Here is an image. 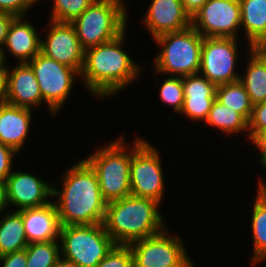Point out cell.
<instances>
[{"label":"cell","mask_w":266,"mask_h":267,"mask_svg":"<svg viewBox=\"0 0 266 267\" xmlns=\"http://www.w3.org/2000/svg\"><path fill=\"white\" fill-rule=\"evenodd\" d=\"M60 226L103 223L107 201L100 192L98 178L86 160L73 165L63 176L61 190L52 188Z\"/></svg>","instance_id":"1"},{"label":"cell","mask_w":266,"mask_h":267,"mask_svg":"<svg viewBox=\"0 0 266 267\" xmlns=\"http://www.w3.org/2000/svg\"><path fill=\"white\" fill-rule=\"evenodd\" d=\"M125 34L85 50L80 76L97 98L116 95L140 74L139 65L121 48Z\"/></svg>","instance_id":"2"},{"label":"cell","mask_w":266,"mask_h":267,"mask_svg":"<svg viewBox=\"0 0 266 267\" xmlns=\"http://www.w3.org/2000/svg\"><path fill=\"white\" fill-rule=\"evenodd\" d=\"M150 198L129 195L107 203L103 226L116 244L128 245L162 232L164 218Z\"/></svg>","instance_id":"3"},{"label":"cell","mask_w":266,"mask_h":267,"mask_svg":"<svg viewBox=\"0 0 266 267\" xmlns=\"http://www.w3.org/2000/svg\"><path fill=\"white\" fill-rule=\"evenodd\" d=\"M124 5L121 0H94L71 22L84 50L109 42L126 31L128 15Z\"/></svg>","instance_id":"4"},{"label":"cell","mask_w":266,"mask_h":267,"mask_svg":"<svg viewBox=\"0 0 266 267\" xmlns=\"http://www.w3.org/2000/svg\"><path fill=\"white\" fill-rule=\"evenodd\" d=\"M203 39L192 26L154 38L162 47L154 58L156 72L179 77L199 73Z\"/></svg>","instance_id":"5"},{"label":"cell","mask_w":266,"mask_h":267,"mask_svg":"<svg viewBox=\"0 0 266 267\" xmlns=\"http://www.w3.org/2000/svg\"><path fill=\"white\" fill-rule=\"evenodd\" d=\"M125 145L123 137H120L85 158L96 172L100 192L107 203L131 194L132 148L127 152Z\"/></svg>","instance_id":"6"},{"label":"cell","mask_w":266,"mask_h":267,"mask_svg":"<svg viewBox=\"0 0 266 267\" xmlns=\"http://www.w3.org/2000/svg\"><path fill=\"white\" fill-rule=\"evenodd\" d=\"M62 257L79 267H96L116 245L102 223L60 227Z\"/></svg>","instance_id":"7"},{"label":"cell","mask_w":266,"mask_h":267,"mask_svg":"<svg viewBox=\"0 0 266 267\" xmlns=\"http://www.w3.org/2000/svg\"><path fill=\"white\" fill-rule=\"evenodd\" d=\"M132 147L131 195L150 198L161 203L165 184L159 152L144 138L137 137Z\"/></svg>","instance_id":"8"},{"label":"cell","mask_w":266,"mask_h":267,"mask_svg":"<svg viewBox=\"0 0 266 267\" xmlns=\"http://www.w3.org/2000/svg\"><path fill=\"white\" fill-rule=\"evenodd\" d=\"M166 230L128 244L134 267H194L181 238Z\"/></svg>","instance_id":"9"},{"label":"cell","mask_w":266,"mask_h":267,"mask_svg":"<svg viewBox=\"0 0 266 267\" xmlns=\"http://www.w3.org/2000/svg\"><path fill=\"white\" fill-rule=\"evenodd\" d=\"M28 64L34 71L43 101L48 105L52 115H56L71 94L75 76H79L80 73L41 52Z\"/></svg>","instance_id":"10"},{"label":"cell","mask_w":266,"mask_h":267,"mask_svg":"<svg viewBox=\"0 0 266 267\" xmlns=\"http://www.w3.org/2000/svg\"><path fill=\"white\" fill-rule=\"evenodd\" d=\"M237 38L204 37L200 71L216 86L239 80L235 72L238 55Z\"/></svg>","instance_id":"11"},{"label":"cell","mask_w":266,"mask_h":267,"mask_svg":"<svg viewBox=\"0 0 266 267\" xmlns=\"http://www.w3.org/2000/svg\"><path fill=\"white\" fill-rule=\"evenodd\" d=\"M191 26L203 37L236 38L241 27L239 0H209L192 17Z\"/></svg>","instance_id":"12"},{"label":"cell","mask_w":266,"mask_h":267,"mask_svg":"<svg viewBox=\"0 0 266 267\" xmlns=\"http://www.w3.org/2000/svg\"><path fill=\"white\" fill-rule=\"evenodd\" d=\"M50 23L46 40H41V53L81 73L85 50L80 45L74 26L53 20Z\"/></svg>","instance_id":"13"},{"label":"cell","mask_w":266,"mask_h":267,"mask_svg":"<svg viewBox=\"0 0 266 267\" xmlns=\"http://www.w3.org/2000/svg\"><path fill=\"white\" fill-rule=\"evenodd\" d=\"M51 186L28 172H12L5 181L7 205L11 203L17 211L47 205L52 198Z\"/></svg>","instance_id":"14"},{"label":"cell","mask_w":266,"mask_h":267,"mask_svg":"<svg viewBox=\"0 0 266 267\" xmlns=\"http://www.w3.org/2000/svg\"><path fill=\"white\" fill-rule=\"evenodd\" d=\"M143 21L153 38L191 26V16L181 0H152Z\"/></svg>","instance_id":"15"},{"label":"cell","mask_w":266,"mask_h":267,"mask_svg":"<svg viewBox=\"0 0 266 267\" xmlns=\"http://www.w3.org/2000/svg\"><path fill=\"white\" fill-rule=\"evenodd\" d=\"M184 105L180 113H184L194 121H206L216 99V85L200 73L182 77Z\"/></svg>","instance_id":"16"},{"label":"cell","mask_w":266,"mask_h":267,"mask_svg":"<svg viewBox=\"0 0 266 267\" xmlns=\"http://www.w3.org/2000/svg\"><path fill=\"white\" fill-rule=\"evenodd\" d=\"M9 69L5 102L28 109L44 102L34 71L28 63L18 62L14 69Z\"/></svg>","instance_id":"17"},{"label":"cell","mask_w":266,"mask_h":267,"mask_svg":"<svg viewBox=\"0 0 266 267\" xmlns=\"http://www.w3.org/2000/svg\"><path fill=\"white\" fill-rule=\"evenodd\" d=\"M28 243L59 239L60 222L55 204L20 210Z\"/></svg>","instance_id":"18"},{"label":"cell","mask_w":266,"mask_h":267,"mask_svg":"<svg viewBox=\"0 0 266 267\" xmlns=\"http://www.w3.org/2000/svg\"><path fill=\"white\" fill-rule=\"evenodd\" d=\"M31 114V109L11 105L7 102L1 103L0 143L20 152L30 128Z\"/></svg>","instance_id":"19"},{"label":"cell","mask_w":266,"mask_h":267,"mask_svg":"<svg viewBox=\"0 0 266 267\" xmlns=\"http://www.w3.org/2000/svg\"><path fill=\"white\" fill-rule=\"evenodd\" d=\"M41 39L35 27L24 21L23 16L15 17L2 48L10 51L13 57L19 59V63H28L41 52Z\"/></svg>","instance_id":"20"},{"label":"cell","mask_w":266,"mask_h":267,"mask_svg":"<svg viewBox=\"0 0 266 267\" xmlns=\"http://www.w3.org/2000/svg\"><path fill=\"white\" fill-rule=\"evenodd\" d=\"M239 4L249 49L261 47L266 42V0H239Z\"/></svg>","instance_id":"21"},{"label":"cell","mask_w":266,"mask_h":267,"mask_svg":"<svg viewBox=\"0 0 266 267\" xmlns=\"http://www.w3.org/2000/svg\"><path fill=\"white\" fill-rule=\"evenodd\" d=\"M249 53V64L239 81L245 86L254 105L266 101V53L260 47L250 49Z\"/></svg>","instance_id":"22"},{"label":"cell","mask_w":266,"mask_h":267,"mask_svg":"<svg viewBox=\"0 0 266 267\" xmlns=\"http://www.w3.org/2000/svg\"><path fill=\"white\" fill-rule=\"evenodd\" d=\"M258 194L253 204L251 227L253 231V263L266 259V184L262 178L258 182Z\"/></svg>","instance_id":"23"},{"label":"cell","mask_w":266,"mask_h":267,"mask_svg":"<svg viewBox=\"0 0 266 267\" xmlns=\"http://www.w3.org/2000/svg\"><path fill=\"white\" fill-rule=\"evenodd\" d=\"M4 215L0 220V256L25 249L29 244L21 212Z\"/></svg>","instance_id":"24"},{"label":"cell","mask_w":266,"mask_h":267,"mask_svg":"<svg viewBox=\"0 0 266 267\" xmlns=\"http://www.w3.org/2000/svg\"><path fill=\"white\" fill-rule=\"evenodd\" d=\"M216 100L222 105L240 113L249 121L253 104L245 89V86L238 80L216 87Z\"/></svg>","instance_id":"25"},{"label":"cell","mask_w":266,"mask_h":267,"mask_svg":"<svg viewBox=\"0 0 266 267\" xmlns=\"http://www.w3.org/2000/svg\"><path fill=\"white\" fill-rule=\"evenodd\" d=\"M205 122L212 128L222 130V133L238 134L244 130L248 131V121L240 113L222 105L216 99Z\"/></svg>","instance_id":"26"},{"label":"cell","mask_w":266,"mask_h":267,"mask_svg":"<svg viewBox=\"0 0 266 267\" xmlns=\"http://www.w3.org/2000/svg\"><path fill=\"white\" fill-rule=\"evenodd\" d=\"M57 240L30 243L26 247V267H53L61 257Z\"/></svg>","instance_id":"27"},{"label":"cell","mask_w":266,"mask_h":267,"mask_svg":"<svg viewBox=\"0 0 266 267\" xmlns=\"http://www.w3.org/2000/svg\"><path fill=\"white\" fill-rule=\"evenodd\" d=\"M94 0H54L52 17L50 20L71 23L83 11H85Z\"/></svg>","instance_id":"28"},{"label":"cell","mask_w":266,"mask_h":267,"mask_svg":"<svg viewBox=\"0 0 266 267\" xmlns=\"http://www.w3.org/2000/svg\"><path fill=\"white\" fill-rule=\"evenodd\" d=\"M159 92L161 101L172 106L176 112H181L184 105L182 77L169 76L161 85Z\"/></svg>","instance_id":"29"},{"label":"cell","mask_w":266,"mask_h":267,"mask_svg":"<svg viewBox=\"0 0 266 267\" xmlns=\"http://www.w3.org/2000/svg\"><path fill=\"white\" fill-rule=\"evenodd\" d=\"M96 267H134L130 246L116 244Z\"/></svg>","instance_id":"30"},{"label":"cell","mask_w":266,"mask_h":267,"mask_svg":"<svg viewBox=\"0 0 266 267\" xmlns=\"http://www.w3.org/2000/svg\"><path fill=\"white\" fill-rule=\"evenodd\" d=\"M266 130V101L253 105L252 114L248 121V138L253 142Z\"/></svg>","instance_id":"31"},{"label":"cell","mask_w":266,"mask_h":267,"mask_svg":"<svg viewBox=\"0 0 266 267\" xmlns=\"http://www.w3.org/2000/svg\"><path fill=\"white\" fill-rule=\"evenodd\" d=\"M38 0H0V12L11 14L15 17L25 16L26 11L37 4Z\"/></svg>","instance_id":"32"},{"label":"cell","mask_w":266,"mask_h":267,"mask_svg":"<svg viewBox=\"0 0 266 267\" xmlns=\"http://www.w3.org/2000/svg\"><path fill=\"white\" fill-rule=\"evenodd\" d=\"M17 151L13 148L0 143V181L5 182L7 177L11 174L12 158Z\"/></svg>","instance_id":"33"},{"label":"cell","mask_w":266,"mask_h":267,"mask_svg":"<svg viewBox=\"0 0 266 267\" xmlns=\"http://www.w3.org/2000/svg\"><path fill=\"white\" fill-rule=\"evenodd\" d=\"M2 267H26L27 254L26 248L0 256Z\"/></svg>","instance_id":"34"},{"label":"cell","mask_w":266,"mask_h":267,"mask_svg":"<svg viewBox=\"0 0 266 267\" xmlns=\"http://www.w3.org/2000/svg\"><path fill=\"white\" fill-rule=\"evenodd\" d=\"M14 18L15 16L11 14L0 12V48L4 45L8 29Z\"/></svg>","instance_id":"35"},{"label":"cell","mask_w":266,"mask_h":267,"mask_svg":"<svg viewBox=\"0 0 266 267\" xmlns=\"http://www.w3.org/2000/svg\"><path fill=\"white\" fill-rule=\"evenodd\" d=\"M209 0H181L185 11L192 17Z\"/></svg>","instance_id":"36"},{"label":"cell","mask_w":266,"mask_h":267,"mask_svg":"<svg viewBox=\"0 0 266 267\" xmlns=\"http://www.w3.org/2000/svg\"><path fill=\"white\" fill-rule=\"evenodd\" d=\"M8 69L0 70V104L6 100Z\"/></svg>","instance_id":"37"},{"label":"cell","mask_w":266,"mask_h":267,"mask_svg":"<svg viewBox=\"0 0 266 267\" xmlns=\"http://www.w3.org/2000/svg\"><path fill=\"white\" fill-rule=\"evenodd\" d=\"M253 144L259 148L260 152H266V130L253 141Z\"/></svg>","instance_id":"38"},{"label":"cell","mask_w":266,"mask_h":267,"mask_svg":"<svg viewBox=\"0 0 266 267\" xmlns=\"http://www.w3.org/2000/svg\"><path fill=\"white\" fill-rule=\"evenodd\" d=\"M7 206L5 182L0 181V213L2 211L5 212V208H8Z\"/></svg>","instance_id":"39"},{"label":"cell","mask_w":266,"mask_h":267,"mask_svg":"<svg viewBox=\"0 0 266 267\" xmlns=\"http://www.w3.org/2000/svg\"><path fill=\"white\" fill-rule=\"evenodd\" d=\"M53 267H79V266L75 262L67 260L61 256Z\"/></svg>","instance_id":"40"},{"label":"cell","mask_w":266,"mask_h":267,"mask_svg":"<svg viewBox=\"0 0 266 267\" xmlns=\"http://www.w3.org/2000/svg\"><path fill=\"white\" fill-rule=\"evenodd\" d=\"M5 49L0 48V70L8 69V66L6 65V57H5Z\"/></svg>","instance_id":"41"},{"label":"cell","mask_w":266,"mask_h":267,"mask_svg":"<svg viewBox=\"0 0 266 267\" xmlns=\"http://www.w3.org/2000/svg\"><path fill=\"white\" fill-rule=\"evenodd\" d=\"M260 162H261V165H263V168L266 169V152L260 153Z\"/></svg>","instance_id":"42"},{"label":"cell","mask_w":266,"mask_h":267,"mask_svg":"<svg viewBox=\"0 0 266 267\" xmlns=\"http://www.w3.org/2000/svg\"><path fill=\"white\" fill-rule=\"evenodd\" d=\"M260 48L266 53V42Z\"/></svg>","instance_id":"43"}]
</instances>
